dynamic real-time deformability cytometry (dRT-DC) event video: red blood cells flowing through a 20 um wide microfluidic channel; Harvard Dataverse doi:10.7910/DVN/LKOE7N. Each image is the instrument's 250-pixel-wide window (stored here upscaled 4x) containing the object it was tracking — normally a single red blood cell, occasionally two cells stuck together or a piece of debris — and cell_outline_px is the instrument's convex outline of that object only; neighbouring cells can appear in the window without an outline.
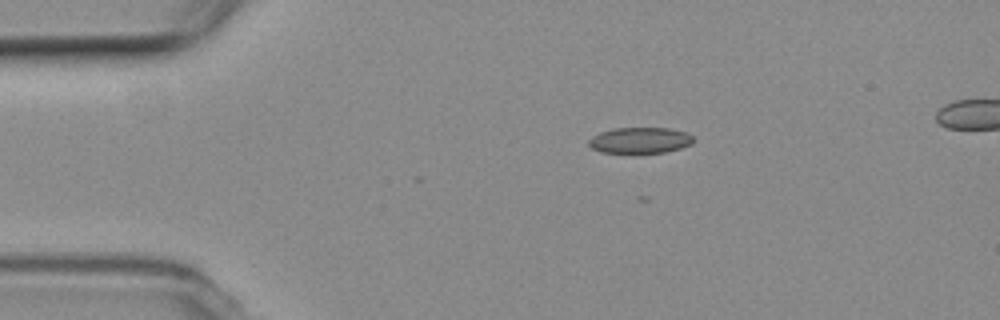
{"species": "common noctule bat (a hibernating species)", "species_latin": "Nyctalus noctula", "temperature_condition": "room temperature", "stored_images_in_passage": 4, "camera_frame_rate_fps": 3000, "um_per_image_px": 0.085, "animal": {"sex": "female", "body_mass_g": 19.3, "forearm_length_mm": 54.1}, "frame": {"image": 1, "passage_image": 4, "time_ms": 3.333, "image_size_px": [1000, 320], "cell_outline_px": [[692, 144], [680, 148], [664, 152], [600, 152], [592, 148], [588, 144], [588, 140], [592, 136], [600, 132], [612, 128], [668, 128], [684, 132], [692, 136]], "centroid_in_image_um": [54.36, 11.91], "position_along_channel_um": 30.6, "area_um2": 15.61}}